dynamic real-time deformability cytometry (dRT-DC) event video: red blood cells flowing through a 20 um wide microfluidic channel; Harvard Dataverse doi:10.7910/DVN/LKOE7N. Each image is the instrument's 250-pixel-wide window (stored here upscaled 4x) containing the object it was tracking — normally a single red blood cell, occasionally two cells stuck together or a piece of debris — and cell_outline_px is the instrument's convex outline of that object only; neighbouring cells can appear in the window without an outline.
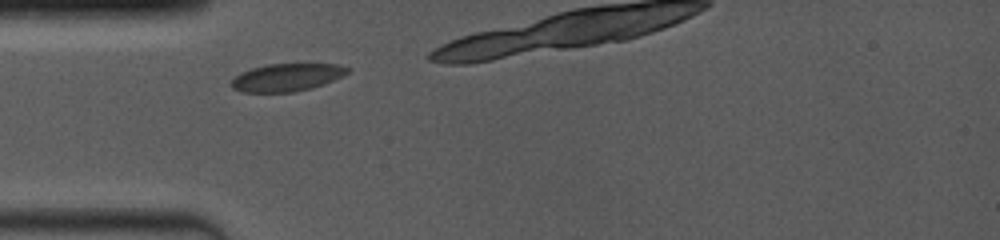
{"species": "common noctule bat (a hibernating species)", "species_latin": "Nyctalus noctula", "temperature_condition": "room temperature", "stored_images_in_passage": 4, "camera_frame_rate_fps": 4000, "um_per_image_px": 0.085, "animal": {"sex": "female", "body_mass_g": 19.0, "forearm_length_mm": 53.3}, "frame": {"image": 1, "passage_image": 1, "time_ms": 0.0, "image_size_px": [1000, 240], "cell_outline_px": [[352, 68], [348, 72], [324, 84], [312, 88], [292, 92], [240, 92], [232, 88], [228, 84], [240, 72], [252, 68], [268, 64], [336, 64]], "centroid_in_image_um": [24.33, 6.58], "position_along_channel_um": 60.7, "area_um2": 18.73}}